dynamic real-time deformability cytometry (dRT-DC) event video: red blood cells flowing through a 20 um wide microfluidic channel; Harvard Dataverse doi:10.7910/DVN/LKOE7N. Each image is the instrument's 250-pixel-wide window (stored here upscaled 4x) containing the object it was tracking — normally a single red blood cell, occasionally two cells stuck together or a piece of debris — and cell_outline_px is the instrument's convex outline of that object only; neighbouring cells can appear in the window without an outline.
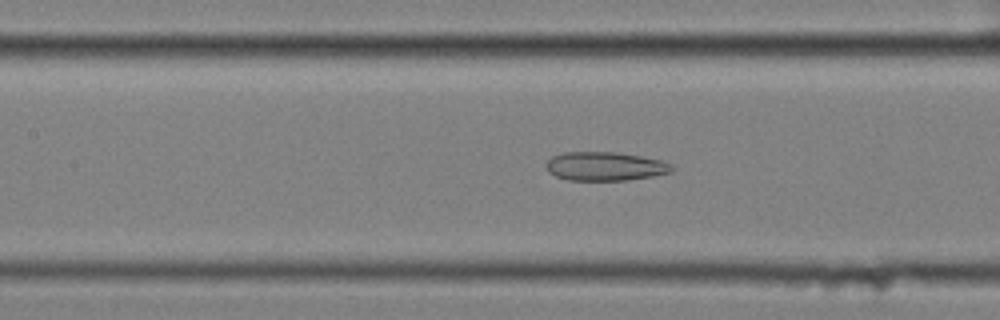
{"species": "common noctule bat (a hibernating species)", "species_latin": "Nyctalus noctula", "temperature_condition": "cold", "stored_images_in_passage": 56, "camera_frame_rate_fps": 3000, "um_per_image_px": 0.085, "animal": {"sex": "female", "body_mass_g": 25.1}, "frame": {"image": 1, "passage_image": 25, "time_ms": 8.0, "image_size_px": [1000, 320], "cell_outline_px": [[676, 168], [672, 172], [652, 176], [624, 180], [568, 180], [556, 176], [548, 172], [544, 164], [552, 156], [564, 152], [616, 152], [640, 156], [660, 160], [672, 164]], "centroid_in_image_um": [51.42, 14.13], "position_along_channel_um": 156.0, "area_um2": 21.15}}
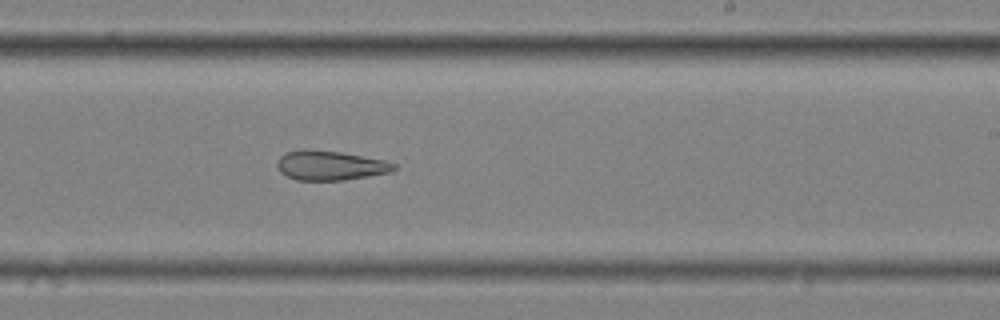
{"frame": {"image": 2, "passage_image": 34, "time_ms": 11.0, "image_size_px": [1000, 320], "cell_outline_px": [[396, 168], [392, 172], [344, 180], [296, 180], [280, 172], [276, 164], [280, 156], [284, 152], [304, 148], [340, 152], [384, 160], [396, 164]], "centroid_in_image_um": [28.04, 14.05], "position_along_channel_um": 261.0, "area_um2": 20.17}}
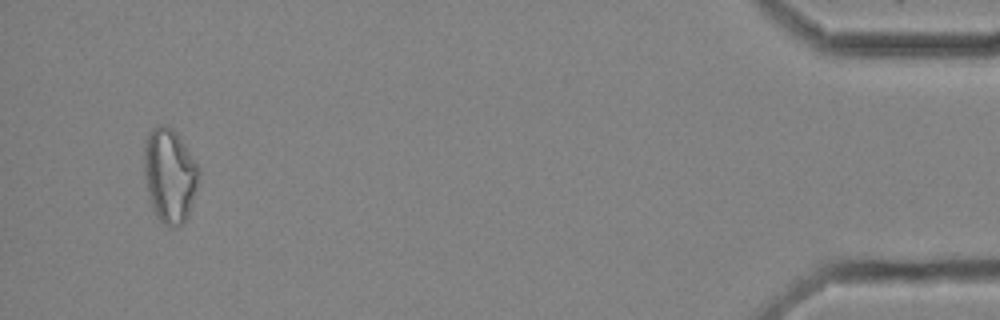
{"frame": {"image": 3, "passage_image": 54, "time_ms": 17.667, "image_size_px": [1000, 320], "cell_outline_px": [[200, 176], [188, 216], [176, 228], [172, 228], [164, 224], [156, 216], [152, 208], [144, 176], [144, 140], [148, 132], [152, 128], [160, 124], [168, 124], [176, 132], [200, 168]], "centroid_in_image_um": [14.41, 14.88], "position_along_channel_um": 420.8, "area_um2": 30.29}, "authors_computed_cell_mechanics": {"area_um2": 24.9407, "velocity_mm_per_s": 3.5045, "shape_relaxation_time_tau1_ms": null, "shape_relaxation_time_tau2_ms": 6.6903, "deformation_change_tau1": null, "deformation_change_tau2": 0.1825}}